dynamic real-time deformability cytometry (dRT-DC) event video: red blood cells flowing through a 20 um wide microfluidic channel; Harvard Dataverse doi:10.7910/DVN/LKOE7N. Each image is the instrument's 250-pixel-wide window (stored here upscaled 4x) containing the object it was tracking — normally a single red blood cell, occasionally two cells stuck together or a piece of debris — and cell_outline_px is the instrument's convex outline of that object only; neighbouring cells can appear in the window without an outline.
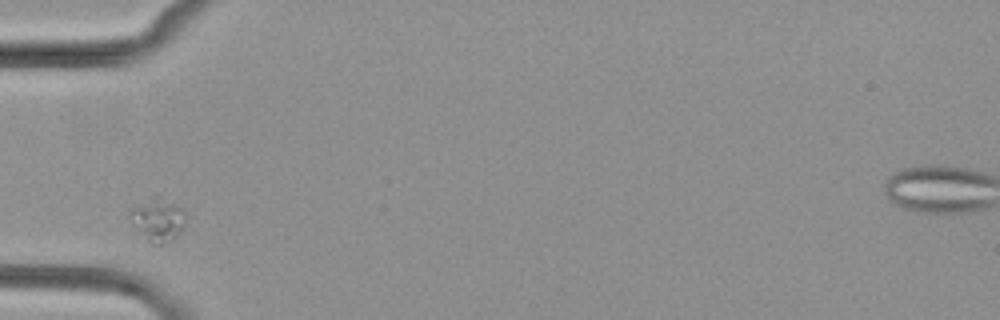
{"species": "common noctule bat (a hibernating species)", "species_latin": "Nyctalus noctula", "temperature_condition": "cold", "stored_images_in_passage": 3, "camera_frame_rate_fps": 3000, "um_per_image_px": 0.085, "animal": {"sex": "female", "body_mass_g": 29.2, "forearm_length_mm": 56.3}, "frame": {"image": 1, "passage_image": 1, "time_ms": 0.0, "image_size_px": [1000, 320], "cell_outline_px": [[188, 216], [184, 228], [172, 240], [164, 244], [152, 244], [136, 228], [128, 212], [132, 208], [152, 192], [156, 192], [180, 204], [184, 208]], "centroid_in_image_um": [13.49, 18.56], "position_along_channel_um": 71.5, "area_um2": 14.91}}
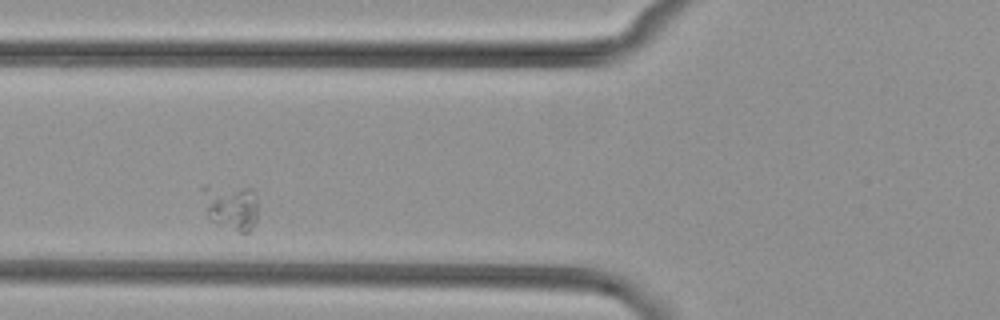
{"frame": {"image": 2, "passage_image": 2, "time_ms": 1.0, "image_size_px": [1000, 320], "cell_outline_px": [[256, 220], [252, 228], [248, 232], [240, 232], [208, 220], [200, 188], [204, 184], [252, 188], [256, 192]], "centroid_in_image_um": [19.59, 17.53], "position_along_channel_um": 106.2, "area_um2": 15.2}}